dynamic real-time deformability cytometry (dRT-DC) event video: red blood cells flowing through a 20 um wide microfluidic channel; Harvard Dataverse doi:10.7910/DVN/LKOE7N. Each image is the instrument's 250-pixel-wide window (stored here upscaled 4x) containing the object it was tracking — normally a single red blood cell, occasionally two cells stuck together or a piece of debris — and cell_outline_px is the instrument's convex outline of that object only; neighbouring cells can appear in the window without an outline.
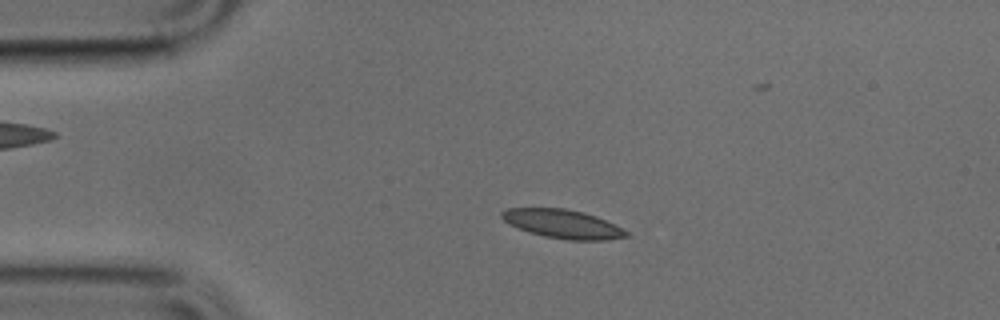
{"species": "common noctule bat (a hibernating species)", "species_latin": "Nyctalus noctula", "temperature_condition": "cold", "stored_images_in_passage": 50, "camera_frame_rate_fps": 3000, "um_per_image_px": 0.085, "animal": {"sex": "male", "body_mass_g": 17.9, "forearm_length_mm": 54.2}, "frame": {"image": 1, "passage_image": 10, "time_ms": 3.0, "image_size_px": [1000, 320], "cell_outline_px": [[628, 236], [608, 240], [568, 240], [544, 236], [528, 232], [504, 220], [500, 216], [500, 212], [508, 208], [564, 208], [584, 212], [596, 216], [628, 232]], "centroid_in_image_um": [47.81, 19.03], "position_along_channel_um": 37.2, "area_um2": 20.58}}
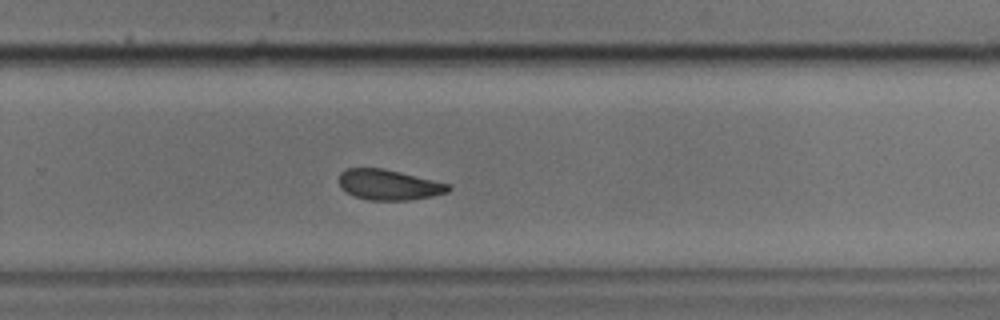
{"frame": {"image": 2, "passage_image": 32, "time_ms": 10.333, "image_size_px": [1000, 320], "cell_outline_px": [[452, 188], [448, 192], [432, 196], [408, 200], [368, 200], [352, 196], [340, 188], [340, 172], [348, 168], [384, 168], [452, 184]], "centroid_in_image_um": [33.07, 15.7], "position_along_channel_um": 296.7, "area_um2": 19.59}}
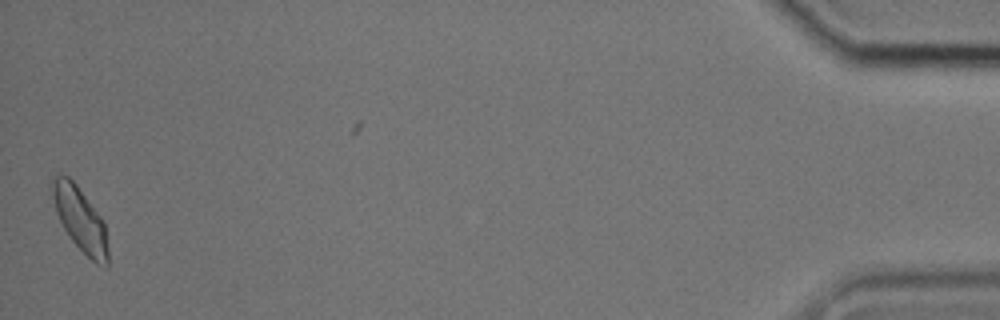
{"frame": {"image": 3, "passage_image": 49, "time_ms": 16.0, "image_size_px": [1000, 320], "cell_outline_px": [[108, 268], [104, 268], [96, 264], [72, 240], [64, 228], [56, 212], [48, 188], [52, 180], [56, 176], [68, 176], [76, 184], [104, 220], [108, 248]], "centroid_in_image_um": [6.81, 18.64], "position_along_channel_um": 428.4, "area_um2": 20.87}}